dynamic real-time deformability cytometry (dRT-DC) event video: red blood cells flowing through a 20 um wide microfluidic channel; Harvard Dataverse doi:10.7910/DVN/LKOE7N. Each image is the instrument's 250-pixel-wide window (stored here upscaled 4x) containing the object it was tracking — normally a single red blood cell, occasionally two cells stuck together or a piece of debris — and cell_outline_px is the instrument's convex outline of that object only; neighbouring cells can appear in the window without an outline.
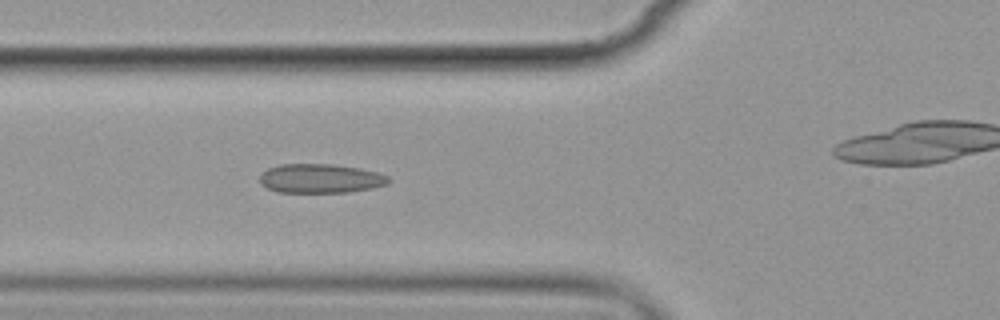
{"species": "common noctule bat (a hibernating species)", "species_latin": "Nyctalus noctula", "temperature_condition": "cold", "stored_images_in_passage": 6, "camera_frame_rate_fps": 3000, "um_per_image_px": 0.085, "animal": {"sex": "female", "body_mass_g": 19.9}, "frame": {"image": 1, "passage_image": 5, "time_ms": 4.667, "image_size_px": [1000, 320], "cell_outline_px": [[392, 180], [388, 184], [372, 188], [348, 192], [276, 192], [260, 184], [260, 176], [268, 168], [280, 164], [332, 164], [360, 168], [376, 172], [388, 176]], "centroid_in_image_um": [27.25, 15.17], "position_along_channel_um": 98.5, "area_um2": 21.91}}